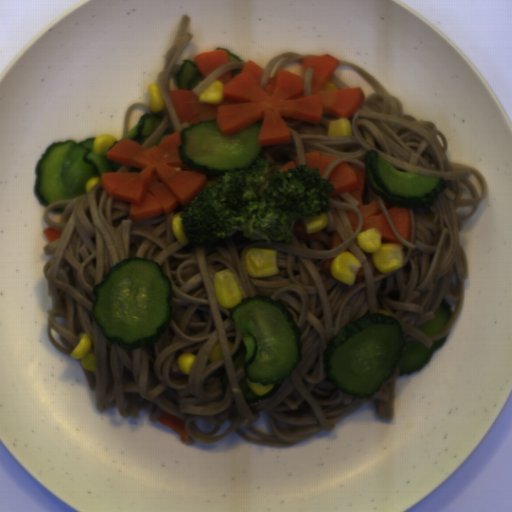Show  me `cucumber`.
<instances>
[{
  "label": "cucumber",
  "instance_id": "obj_8",
  "mask_svg": "<svg viewBox=\"0 0 512 512\" xmlns=\"http://www.w3.org/2000/svg\"><path fill=\"white\" fill-rule=\"evenodd\" d=\"M452 308V304L446 299H443L434 313V319L422 324L418 330L425 336L442 333L454 314Z\"/></svg>",
  "mask_w": 512,
  "mask_h": 512
},
{
  "label": "cucumber",
  "instance_id": "obj_7",
  "mask_svg": "<svg viewBox=\"0 0 512 512\" xmlns=\"http://www.w3.org/2000/svg\"><path fill=\"white\" fill-rule=\"evenodd\" d=\"M162 119L163 116L158 113H146L140 117L138 123L121 140L130 139L142 146L151 134L160 126Z\"/></svg>",
  "mask_w": 512,
  "mask_h": 512
},
{
  "label": "cucumber",
  "instance_id": "obj_13",
  "mask_svg": "<svg viewBox=\"0 0 512 512\" xmlns=\"http://www.w3.org/2000/svg\"><path fill=\"white\" fill-rule=\"evenodd\" d=\"M243 69H230V72H231V78L233 79L235 76L239 75L240 72L242 71Z\"/></svg>",
  "mask_w": 512,
  "mask_h": 512
},
{
  "label": "cucumber",
  "instance_id": "obj_3",
  "mask_svg": "<svg viewBox=\"0 0 512 512\" xmlns=\"http://www.w3.org/2000/svg\"><path fill=\"white\" fill-rule=\"evenodd\" d=\"M230 315L240 337L231 359L235 371L243 368L245 373L239 382L242 393L252 399L270 396L302 360V330L290 308L270 296L246 297ZM248 377L253 382L277 384L259 396L250 389Z\"/></svg>",
  "mask_w": 512,
  "mask_h": 512
},
{
  "label": "cucumber",
  "instance_id": "obj_2",
  "mask_svg": "<svg viewBox=\"0 0 512 512\" xmlns=\"http://www.w3.org/2000/svg\"><path fill=\"white\" fill-rule=\"evenodd\" d=\"M92 296L95 322L121 349L157 343L174 316L170 277L151 259L120 260L93 286Z\"/></svg>",
  "mask_w": 512,
  "mask_h": 512
},
{
  "label": "cucumber",
  "instance_id": "obj_11",
  "mask_svg": "<svg viewBox=\"0 0 512 512\" xmlns=\"http://www.w3.org/2000/svg\"><path fill=\"white\" fill-rule=\"evenodd\" d=\"M228 383H229V379H228V375H227L226 369L224 367L223 373H222V378H221V386L223 388L224 393L227 390Z\"/></svg>",
  "mask_w": 512,
  "mask_h": 512
},
{
  "label": "cucumber",
  "instance_id": "obj_4",
  "mask_svg": "<svg viewBox=\"0 0 512 512\" xmlns=\"http://www.w3.org/2000/svg\"><path fill=\"white\" fill-rule=\"evenodd\" d=\"M96 137L81 142L54 141L43 152L35 172L34 192L46 207L61 200L75 199L85 193L90 178L101 179L104 173H117L124 163L108 159L106 153L96 154Z\"/></svg>",
  "mask_w": 512,
  "mask_h": 512
},
{
  "label": "cucumber",
  "instance_id": "obj_12",
  "mask_svg": "<svg viewBox=\"0 0 512 512\" xmlns=\"http://www.w3.org/2000/svg\"><path fill=\"white\" fill-rule=\"evenodd\" d=\"M64 206H60V207H53L50 211L53 213V214H63V211H64Z\"/></svg>",
  "mask_w": 512,
  "mask_h": 512
},
{
  "label": "cucumber",
  "instance_id": "obj_1",
  "mask_svg": "<svg viewBox=\"0 0 512 512\" xmlns=\"http://www.w3.org/2000/svg\"><path fill=\"white\" fill-rule=\"evenodd\" d=\"M449 333L427 347L416 340H406L399 320L378 311L343 326L327 342L324 370L340 390L369 399L392 377L396 367L398 377L425 368Z\"/></svg>",
  "mask_w": 512,
  "mask_h": 512
},
{
  "label": "cucumber",
  "instance_id": "obj_5",
  "mask_svg": "<svg viewBox=\"0 0 512 512\" xmlns=\"http://www.w3.org/2000/svg\"><path fill=\"white\" fill-rule=\"evenodd\" d=\"M262 124L263 119L225 135L217 119L193 123L180 132V161L217 175L252 167L263 148L259 143Z\"/></svg>",
  "mask_w": 512,
  "mask_h": 512
},
{
  "label": "cucumber",
  "instance_id": "obj_9",
  "mask_svg": "<svg viewBox=\"0 0 512 512\" xmlns=\"http://www.w3.org/2000/svg\"><path fill=\"white\" fill-rule=\"evenodd\" d=\"M204 79L195 64V60L184 59L183 64L175 74L174 83L179 89L193 90Z\"/></svg>",
  "mask_w": 512,
  "mask_h": 512
},
{
  "label": "cucumber",
  "instance_id": "obj_6",
  "mask_svg": "<svg viewBox=\"0 0 512 512\" xmlns=\"http://www.w3.org/2000/svg\"><path fill=\"white\" fill-rule=\"evenodd\" d=\"M365 163L371 189L391 205L410 209L429 208L448 187L443 177H425L414 172L399 171L374 149L368 151Z\"/></svg>",
  "mask_w": 512,
  "mask_h": 512
},
{
  "label": "cucumber",
  "instance_id": "obj_10",
  "mask_svg": "<svg viewBox=\"0 0 512 512\" xmlns=\"http://www.w3.org/2000/svg\"><path fill=\"white\" fill-rule=\"evenodd\" d=\"M216 50H225L229 56V62L231 61H243L237 55H235L232 51H230L227 47L219 46ZM244 62V61H243Z\"/></svg>",
  "mask_w": 512,
  "mask_h": 512
}]
</instances>
